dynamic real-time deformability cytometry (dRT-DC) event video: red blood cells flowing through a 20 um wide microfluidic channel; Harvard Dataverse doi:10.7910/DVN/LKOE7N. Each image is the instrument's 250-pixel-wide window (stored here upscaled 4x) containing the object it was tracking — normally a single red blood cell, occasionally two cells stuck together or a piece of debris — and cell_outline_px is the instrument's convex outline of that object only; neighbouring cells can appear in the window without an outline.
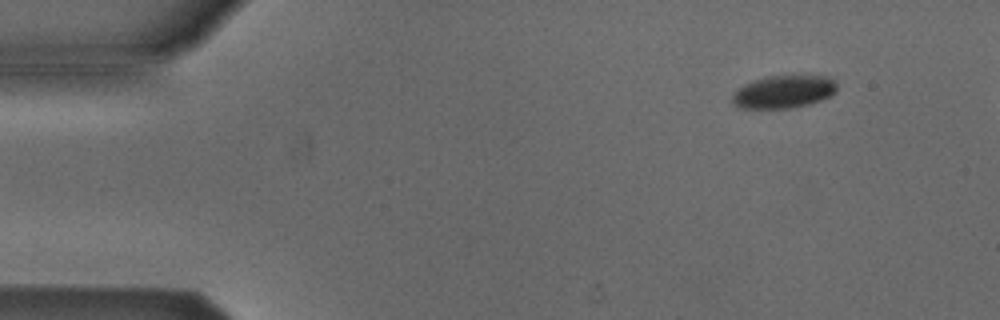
{"species": "Egyptian fruit bat (a non-hibernating species)", "species_latin": "Rousettus aegyptiacus", "temperature_condition": "cold", "stored_images_in_passage": 4, "camera_frame_rate_fps": 3000, "um_per_image_px": 0.085, "animal": {"sex": "male"}, "frame": {"image": 1, "passage_image": 1, "time_ms": 0.0, "image_size_px": [1000, 320], "cell_outline_px": [[836, 92], [820, 100], [808, 104], [792, 108], [736, 108], [732, 104], [732, 92], [736, 88], [752, 80], [768, 76], [828, 76], [836, 80]], "centroid_in_image_um": [66.55, 7.8], "position_along_channel_um": 18.4, "area_um2": 20.17}}